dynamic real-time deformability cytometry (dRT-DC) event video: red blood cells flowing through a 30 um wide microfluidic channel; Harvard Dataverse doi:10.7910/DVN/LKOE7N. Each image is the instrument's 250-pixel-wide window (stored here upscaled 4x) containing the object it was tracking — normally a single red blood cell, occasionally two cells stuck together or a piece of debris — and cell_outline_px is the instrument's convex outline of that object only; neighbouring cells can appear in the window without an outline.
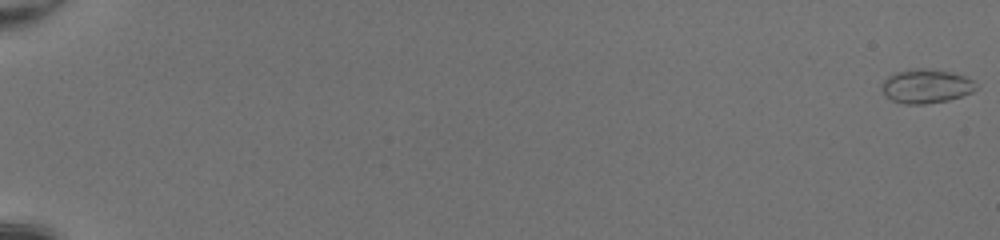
{"species": "common noctule bat (a hibernating species)", "species_latin": "Nyctalus noctula", "temperature_condition": "room temperature", "stored_images_in_passage": 52, "camera_frame_rate_fps": 3000, "um_per_image_px": 0.085, "animal": {"sex": "female", "body_mass_g": 20.0, "forearm_length_mm": 54.0}, "frame": {"image": 1, "passage_image": 1, "time_ms": 0.0, "image_size_px": [1000, 240], "cell_outline_px": [[980, 88], [972, 92], [948, 100], [924, 104], [904, 104], [892, 100], [884, 96], [880, 88], [880, 84], [888, 76], [896, 72], [912, 68], [932, 68], [952, 72], [964, 76], [972, 80]], "centroid_in_image_um": [78.69, 7.31], "position_along_channel_um": 6.3, "area_um2": 19.02}}
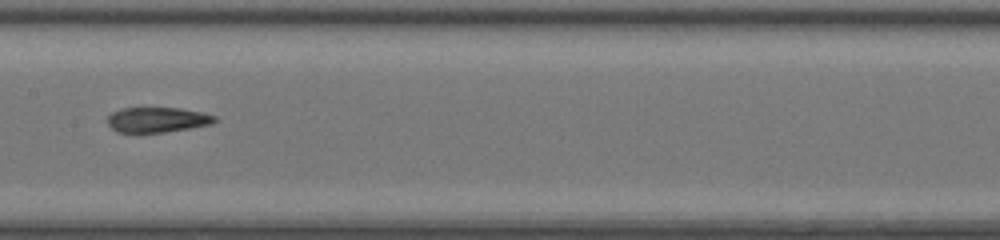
{"frame": {"image": 2, "passage_image": 30, "time_ms": 9.667, "image_size_px": [1000, 240], "cell_outline_px": [[216, 120], [212, 124], [192, 128], [164, 132], [116, 132], [108, 124], [108, 116], [112, 112], [120, 108], [180, 108], [200, 112], [216, 116]], "centroid_in_image_um": [13.37, 10.18], "position_along_channel_um": 194.0, "area_um2": 15.66}}
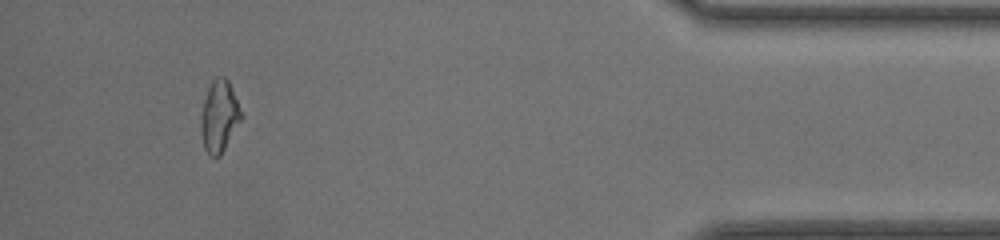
{"frame": {"image": 3, "passage_image": 49, "time_ms": 16.0, "image_size_px": [1000, 240], "cell_outline_px": [[244, 116], [220, 156], [208, 156], [204, 148], [200, 132], [200, 116], [204, 100], [208, 88], [212, 80], [216, 76], [224, 76], [228, 80], [244, 112]], "centroid_in_image_um": [18.65, 9.88], "position_along_channel_um": 416.5, "area_um2": 17.28}, "authors_computed_cell_mechanics": {"area_um2": 16.8776, "velocity_mm_per_s": 4.2889, "shape_relaxation_time_tau1_ms": null, "shape_relaxation_time_tau2_ms": 1.6198, "deformation_change_tau1": null, "deformation_change_tau2": 0.0644}}